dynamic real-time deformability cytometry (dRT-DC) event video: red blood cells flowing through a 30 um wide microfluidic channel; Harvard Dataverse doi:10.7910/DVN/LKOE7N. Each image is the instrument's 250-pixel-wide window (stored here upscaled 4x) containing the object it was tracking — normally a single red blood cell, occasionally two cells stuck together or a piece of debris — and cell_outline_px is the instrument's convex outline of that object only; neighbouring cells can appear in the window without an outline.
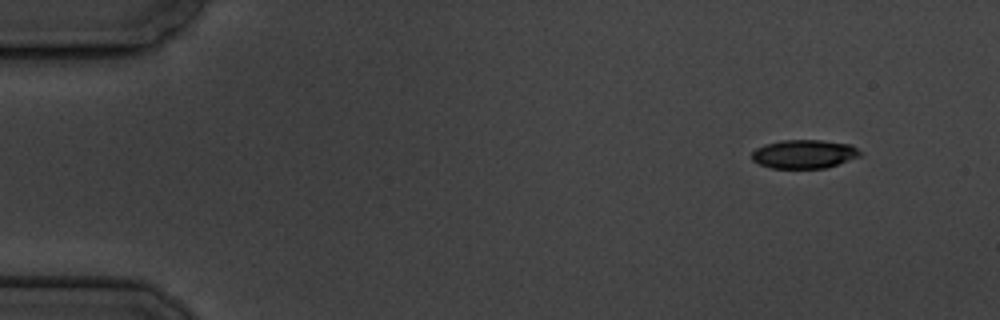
{"species": "common noctule bat (a hibernating species)", "species_latin": "Nyctalus noctula", "temperature_condition": "cold", "stored_images_in_passage": 10, "camera_frame_rate_fps": 3000, "um_per_image_px": 0.085, "animal": {"sex": "male", "body_mass_g": 19.5, "forearm_length_mm": 54.6}, "frame": {"image": 1, "passage_image": 1, "time_ms": 0.0, "image_size_px": [1000, 320], "cell_outline_px": [[860, 156], [824, 168], [772, 168], [760, 164], [752, 160], [752, 152], [756, 148], [764, 144], [780, 140], [824, 140], [852, 144], [860, 152]], "centroid_in_image_um": [68.32, 13.08], "position_along_channel_um": 16.7, "area_um2": 18.03}}
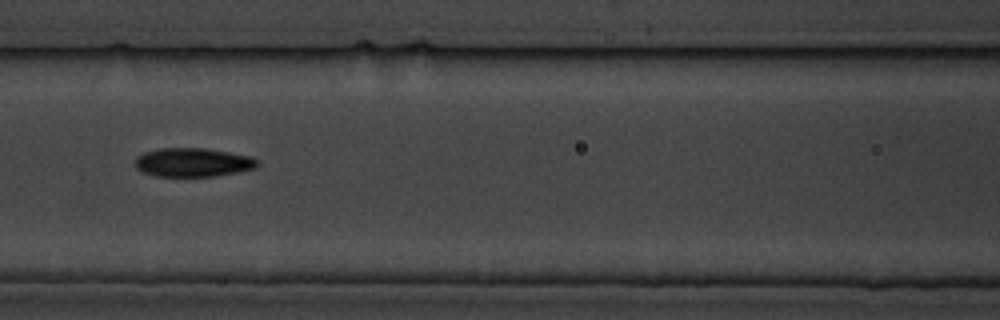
{"frame": {"image": 2, "passage_image": 7, "time_ms": 7.0, "image_size_px": [1000, 320], "cell_outline_px": [[260, 164], [256, 168], [216, 176], [156, 176], [140, 172], [136, 168], [136, 156], [144, 152], [160, 148], [204, 148], [252, 156]], "centroid_in_image_um": [16.38, 13.8], "position_along_channel_um": 150.2, "area_um2": 20.58}}
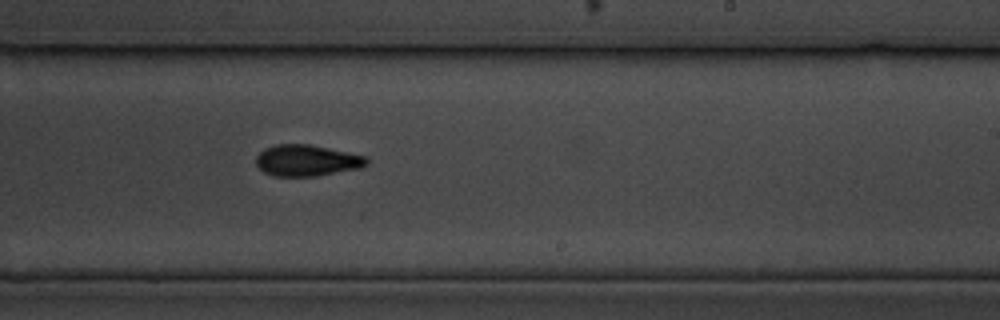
{"frame": {"image": 3, "passage_image": 10, "time_ms": 10.333, "image_size_px": [1000, 320], "cell_outline_px": [[368, 164], [360, 168], [316, 176], [272, 176], [264, 172], [256, 164], [256, 156], [264, 148], [276, 144], [308, 144], [368, 156]], "centroid_in_image_um": [26.08, 13.64], "position_along_channel_um": 262.9, "area_um2": 20.23}}